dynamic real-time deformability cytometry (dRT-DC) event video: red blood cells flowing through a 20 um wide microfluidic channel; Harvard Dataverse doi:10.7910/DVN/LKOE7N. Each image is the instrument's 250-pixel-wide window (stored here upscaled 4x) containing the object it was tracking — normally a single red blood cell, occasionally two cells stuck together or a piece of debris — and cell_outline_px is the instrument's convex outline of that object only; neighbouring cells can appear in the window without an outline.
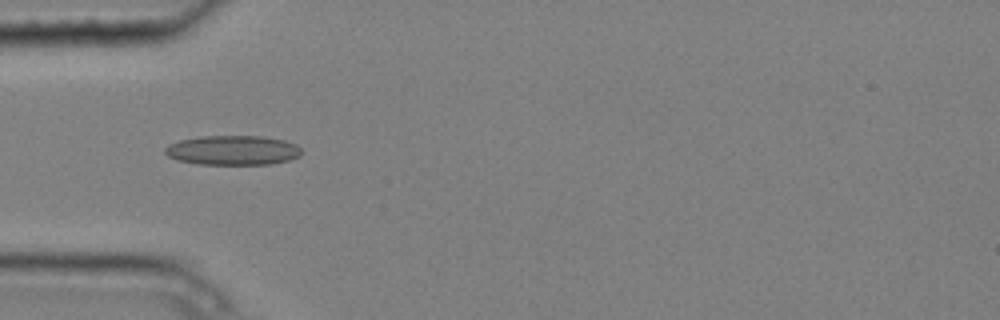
{"species": "common noctule bat (a hibernating species)", "species_latin": "Nyctalus noctula", "temperature_condition": "cold", "stored_images_in_passage": 5, "camera_frame_rate_fps": 3000, "um_per_image_px": 0.085, "animal": {"sex": "male", "body_mass_g": 20.4}, "frame": {"image": 1, "passage_image": 4, "time_ms": 1.0, "image_size_px": [1000, 320], "cell_outline_px": [[300, 156], [288, 160], [268, 164], [196, 164], [176, 160], [168, 156], [164, 152], [164, 148], [168, 144], [180, 140], [200, 136], [264, 136], [284, 140], [296, 144], [300, 148]], "centroid_in_image_um": [19.75, 12.77], "position_along_channel_um": 65.3, "area_um2": 23.58}}
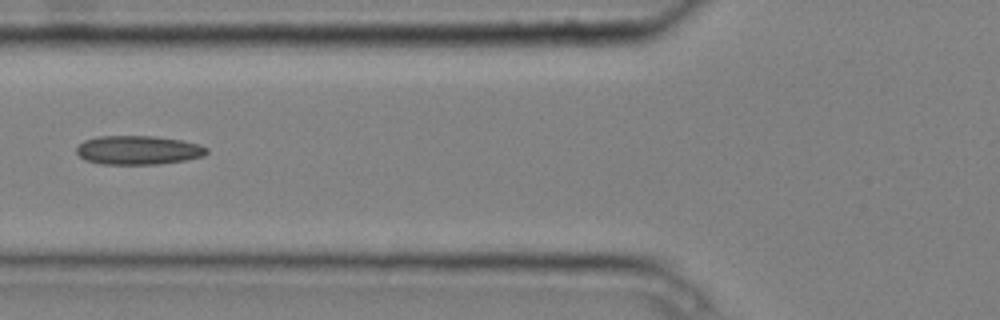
{"frame": {"image": 2, "passage_image": 5, "time_ms": 1.333, "image_size_px": [1000, 320], "cell_outline_px": [[208, 152], [204, 156], [184, 160], [160, 164], [100, 164], [84, 160], [76, 152], [76, 148], [84, 140], [96, 136], [156, 136], [180, 140], [196, 144], [208, 148]], "centroid_in_image_um": [11.71, 12.76], "position_along_channel_um": 114.1, "area_um2": 21.96}}